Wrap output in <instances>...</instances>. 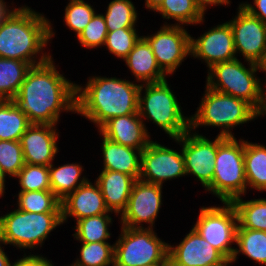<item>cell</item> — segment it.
<instances>
[{
  "label": "cell",
  "mask_w": 266,
  "mask_h": 266,
  "mask_svg": "<svg viewBox=\"0 0 266 266\" xmlns=\"http://www.w3.org/2000/svg\"><path fill=\"white\" fill-rule=\"evenodd\" d=\"M54 58L34 65L13 99L31 124L57 125L62 112L76 113V84L57 70Z\"/></svg>",
  "instance_id": "6da1fadb"
},
{
  "label": "cell",
  "mask_w": 266,
  "mask_h": 266,
  "mask_svg": "<svg viewBox=\"0 0 266 266\" xmlns=\"http://www.w3.org/2000/svg\"><path fill=\"white\" fill-rule=\"evenodd\" d=\"M14 7L0 21V57L16 59L32 66L48 61L45 52L53 40L55 29L47 17L29 6Z\"/></svg>",
  "instance_id": "7a4b0ae2"
},
{
  "label": "cell",
  "mask_w": 266,
  "mask_h": 266,
  "mask_svg": "<svg viewBox=\"0 0 266 266\" xmlns=\"http://www.w3.org/2000/svg\"><path fill=\"white\" fill-rule=\"evenodd\" d=\"M76 84V113L100 128L109 119L138 113L141 84L122 78L99 76Z\"/></svg>",
  "instance_id": "3957f363"
},
{
  "label": "cell",
  "mask_w": 266,
  "mask_h": 266,
  "mask_svg": "<svg viewBox=\"0 0 266 266\" xmlns=\"http://www.w3.org/2000/svg\"><path fill=\"white\" fill-rule=\"evenodd\" d=\"M246 63L248 68L235 58L213 65L207 70L205 86L245 100L261 115L265 107V82L257 72L263 73V66Z\"/></svg>",
  "instance_id": "277c9868"
},
{
  "label": "cell",
  "mask_w": 266,
  "mask_h": 266,
  "mask_svg": "<svg viewBox=\"0 0 266 266\" xmlns=\"http://www.w3.org/2000/svg\"><path fill=\"white\" fill-rule=\"evenodd\" d=\"M205 91L197 107L190 116V130L196 133L200 127H212L220 130L219 136L235 137L232 130L260 114L245 100L224 94L205 86Z\"/></svg>",
  "instance_id": "5b68a950"
},
{
  "label": "cell",
  "mask_w": 266,
  "mask_h": 266,
  "mask_svg": "<svg viewBox=\"0 0 266 266\" xmlns=\"http://www.w3.org/2000/svg\"><path fill=\"white\" fill-rule=\"evenodd\" d=\"M167 80L141 84L138 113L147 132L145 122L151 121L173 140L190 130V116H185L182 112L181 103Z\"/></svg>",
  "instance_id": "8992f818"
},
{
  "label": "cell",
  "mask_w": 266,
  "mask_h": 266,
  "mask_svg": "<svg viewBox=\"0 0 266 266\" xmlns=\"http://www.w3.org/2000/svg\"><path fill=\"white\" fill-rule=\"evenodd\" d=\"M61 225V212L35 213L14 208L0 216V242L20 249L26 256V249L42 247L49 234Z\"/></svg>",
  "instance_id": "52a82bcc"
},
{
  "label": "cell",
  "mask_w": 266,
  "mask_h": 266,
  "mask_svg": "<svg viewBox=\"0 0 266 266\" xmlns=\"http://www.w3.org/2000/svg\"><path fill=\"white\" fill-rule=\"evenodd\" d=\"M247 181L244 167V138L218 135L217 156L215 159L212 183L205 189L217 197L221 203L232 202L247 194Z\"/></svg>",
  "instance_id": "ba28073f"
},
{
  "label": "cell",
  "mask_w": 266,
  "mask_h": 266,
  "mask_svg": "<svg viewBox=\"0 0 266 266\" xmlns=\"http://www.w3.org/2000/svg\"><path fill=\"white\" fill-rule=\"evenodd\" d=\"M121 227L114 243V266H149L170 264L169 243L158 237L156 230Z\"/></svg>",
  "instance_id": "9c48e42d"
},
{
  "label": "cell",
  "mask_w": 266,
  "mask_h": 266,
  "mask_svg": "<svg viewBox=\"0 0 266 266\" xmlns=\"http://www.w3.org/2000/svg\"><path fill=\"white\" fill-rule=\"evenodd\" d=\"M192 227L225 258L232 259L236 244L238 215L231 202L201 207Z\"/></svg>",
  "instance_id": "30bf717a"
},
{
  "label": "cell",
  "mask_w": 266,
  "mask_h": 266,
  "mask_svg": "<svg viewBox=\"0 0 266 266\" xmlns=\"http://www.w3.org/2000/svg\"><path fill=\"white\" fill-rule=\"evenodd\" d=\"M152 48L159 67L170 77L191 56L190 37L183 25L164 21L155 33L142 35Z\"/></svg>",
  "instance_id": "8fae6325"
},
{
  "label": "cell",
  "mask_w": 266,
  "mask_h": 266,
  "mask_svg": "<svg viewBox=\"0 0 266 266\" xmlns=\"http://www.w3.org/2000/svg\"><path fill=\"white\" fill-rule=\"evenodd\" d=\"M180 145L184 157L186 175L196 177L202 187L206 189L213 180L215 159L218 148V135L211 138L188 130L173 142Z\"/></svg>",
  "instance_id": "7c38bea8"
},
{
  "label": "cell",
  "mask_w": 266,
  "mask_h": 266,
  "mask_svg": "<svg viewBox=\"0 0 266 266\" xmlns=\"http://www.w3.org/2000/svg\"><path fill=\"white\" fill-rule=\"evenodd\" d=\"M162 189V185L136 180L126 209L118 217L120 225L129 228L154 229L155 221L163 205Z\"/></svg>",
  "instance_id": "4fadbf2b"
},
{
  "label": "cell",
  "mask_w": 266,
  "mask_h": 266,
  "mask_svg": "<svg viewBox=\"0 0 266 266\" xmlns=\"http://www.w3.org/2000/svg\"><path fill=\"white\" fill-rule=\"evenodd\" d=\"M238 5L237 14L228 21L236 54L243 56L244 62L263 66L266 62V24Z\"/></svg>",
  "instance_id": "5bb4252c"
},
{
  "label": "cell",
  "mask_w": 266,
  "mask_h": 266,
  "mask_svg": "<svg viewBox=\"0 0 266 266\" xmlns=\"http://www.w3.org/2000/svg\"><path fill=\"white\" fill-rule=\"evenodd\" d=\"M186 175L182 151L151 141L141 154V181L162 185Z\"/></svg>",
  "instance_id": "9a60e30c"
},
{
  "label": "cell",
  "mask_w": 266,
  "mask_h": 266,
  "mask_svg": "<svg viewBox=\"0 0 266 266\" xmlns=\"http://www.w3.org/2000/svg\"><path fill=\"white\" fill-rule=\"evenodd\" d=\"M191 58L206 63L207 70L213 65L238 57L235 51L231 26L228 21L211 27L203 34L190 37Z\"/></svg>",
  "instance_id": "2e32d148"
},
{
  "label": "cell",
  "mask_w": 266,
  "mask_h": 266,
  "mask_svg": "<svg viewBox=\"0 0 266 266\" xmlns=\"http://www.w3.org/2000/svg\"><path fill=\"white\" fill-rule=\"evenodd\" d=\"M58 131L56 125L31 124L20 138L25 163L43 166L54 163L59 153Z\"/></svg>",
  "instance_id": "e0dca14e"
},
{
  "label": "cell",
  "mask_w": 266,
  "mask_h": 266,
  "mask_svg": "<svg viewBox=\"0 0 266 266\" xmlns=\"http://www.w3.org/2000/svg\"><path fill=\"white\" fill-rule=\"evenodd\" d=\"M168 259L170 266H212L225 257L192 227L179 244H169Z\"/></svg>",
  "instance_id": "ac0fdd59"
},
{
  "label": "cell",
  "mask_w": 266,
  "mask_h": 266,
  "mask_svg": "<svg viewBox=\"0 0 266 266\" xmlns=\"http://www.w3.org/2000/svg\"><path fill=\"white\" fill-rule=\"evenodd\" d=\"M61 213L63 224L71 217L76 222L90 216L113 214L105 204L99 185L91 179L61 200Z\"/></svg>",
  "instance_id": "d6986e66"
},
{
  "label": "cell",
  "mask_w": 266,
  "mask_h": 266,
  "mask_svg": "<svg viewBox=\"0 0 266 266\" xmlns=\"http://www.w3.org/2000/svg\"><path fill=\"white\" fill-rule=\"evenodd\" d=\"M97 130L111 141L141 151L152 141L139 113L113 117Z\"/></svg>",
  "instance_id": "ffe728a7"
},
{
  "label": "cell",
  "mask_w": 266,
  "mask_h": 266,
  "mask_svg": "<svg viewBox=\"0 0 266 266\" xmlns=\"http://www.w3.org/2000/svg\"><path fill=\"white\" fill-rule=\"evenodd\" d=\"M97 176L94 181L100 187L107 208L116 217L120 216L126 209L136 179L112 170H102Z\"/></svg>",
  "instance_id": "44dd1931"
},
{
  "label": "cell",
  "mask_w": 266,
  "mask_h": 266,
  "mask_svg": "<svg viewBox=\"0 0 266 266\" xmlns=\"http://www.w3.org/2000/svg\"><path fill=\"white\" fill-rule=\"evenodd\" d=\"M135 82L139 84L156 83L167 79V74L159 67L152 48L141 36L133 49L123 60Z\"/></svg>",
  "instance_id": "7402d4cb"
},
{
  "label": "cell",
  "mask_w": 266,
  "mask_h": 266,
  "mask_svg": "<svg viewBox=\"0 0 266 266\" xmlns=\"http://www.w3.org/2000/svg\"><path fill=\"white\" fill-rule=\"evenodd\" d=\"M102 138L101 154L103 166L101 170H112L133 176L136 180L140 177L142 151L129 146H124L114 141Z\"/></svg>",
  "instance_id": "603a6c76"
},
{
  "label": "cell",
  "mask_w": 266,
  "mask_h": 266,
  "mask_svg": "<svg viewBox=\"0 0 266 266\" xmlns=\"http://www.w3.org/2000/svg\"><path fill=\"white\" fill-rule=\"evenodd\" d=\"M81 163H65L58 166L49 165V178L51 191L63 200L68 194L85 184L89 179L85 175Z\"/></svg>",
  "instance_id": "cb8c5ba5"
},
{
  "label": "cell",
  "mask_w": 266,
  "mask_h": 266,
  "mask_svg": "<svg viewBox=\"0 0 266 266\" xmlns=\"http://www.w3.org/2000/svg\"><path fill=\"white\" fill-rule=\"evenodd\" d=\"M244 167L248 189L266 191V146L244 140Z\"/></svg>",
  "instance_id": "d4e9b609"
},
{
  "label": "cell",
  "mask_w": 266,
  "mask_h": 266,
  "mask_svg": "<svg viewBox=\"0 0 266 266\" xmlns=\"http://www.w3.org/2000/svg\"><path fill=\"white\" fill-rule=\"evenodd\" d=\"M155 13L163 20H174V25H201L205 22V11L194 0H164Z\"/></svg>",
  "instance_id": "484cf974"
},
{
  "label": "cell",
  "mask_w": 266,
  "mask_h": 266,
  "mask_svg": "<svg viewBox=\"0 0 266 266\" xmlns=\"http://www.w3.org/2000/svg\"><path fill=\"white\" fill-rule=\"evenodd\" d=\"M238 247V248H237ZM240 254L256 264L266 266V232L246 228H237L236 248L232 261L235 263Z\"/></svg>",
  "instance_id": "4316f807"
},
{
  "label": "cell",
  "mask_w": 266,
  "mask_h": 266,
  "mask_svg": "<svg viewBox=\"0 0 266 266\" xmlns=\"http://www.w3.org/2000/svg\"><path fill=\"white\" fill-rule=\"evenodd\" d=\"M31 125L13 100H0V140L20 141Z\"/></svg>",
  "instance_id": "83f0119b"
},
{
  "label": "cell",
  "mask_w": 266,
  "mask_h": 266,
  "mask_svg": "<svg viewBox=\"0 0 266 266\" xmlns=\"http://www.w3.org/2000/svg\"><path fill=\"white\" fill-rule=\"evenodd\" d=\"M30 63L0 57V100H13L30 70Z\"/></svg>",
  "instance_id": "f1b7e54d"
},
{
  "label": "cell",
  "mask_w": 266,
  "mask_h": 266,
  "mask_svg": "<svg viewBox=\"0 0 266 266\" xmlns=\"http://www.w3.org/2000/svg\"><path fill=\"white\" fill-rule=\"evenodd\" d=\"M113 221L111 214L90 216L77 220L74 226L75 233L72 236L78 242H108L112 234L109 228Z\"/></svg>",
  "instance_id": "f546056e"
},
{
  "label": "cell",
  "mask_w": 266,
  "mask_h": 266,
  "mask_svg": "<svg viewBox=\"0 0 266 266\" xmlns=\"http://www.w3.org/2000/svg\"><path fill=\"white\" fill-rule=\"evenodd\" d=\"M238 215V227L266 232V198L243 200L242 196L231 202Z\"/></svg>",
  "instance_id": "4dcf8cb0"
},
{
  "label": "cell",
  "mask_w": 266,
  "mask_h": 266,
  "mask_svg": "<svg viewBox=\"0 0 266 266\" xmlns=\"http://www.w3.org/2000/svg\"><path fill=\"white\" fill-rule=\"evenodd\" d=\"M15 206L35 213L61 212V200L51 190L18 191Z\"/></svg>",
  "instance_id": "1f68e13d"
},
{
  "label": "cell",
  "mask_w": 266,
  "mask_h": 266,
  "mask_svg": "<svg viewBox=\"0 0 266 266\" xmlns=\"http://www.w3.org/2000/svg\"><path fill=\"white\" fill-rule=\"evenodd\" d=\"M131 0H112L103 15L108 32L120 28H136L138 22V10Z\"/></svg>",
  "instance_id": "d6a6232c"
},
{
  "label": "cell",
  "mask_w": 266,
  "mask_h": 266,
  "mask_svg": "<svg viewBox=\"0 0 266 266\" xmlns=\"http://www.w3.org/2000/svg\"><path fill=\"white\" fill-rule=\"evenodd\" d=\"M79 258L68 266H114V244L109 242H79Z\"/></svg>",
  "instance_id": "836d02e7"
},
{
  "label": "cell",
  "mask_w": 266,
  "mask_h": 266,
  "mask_svg": "<svg viewBox=\"0 0 266 266\" xmlns=\"http://www.w3.org/2000/svg\"><path fill=\"white\" fill-rule=\"evenodd\" d=\"M68 4L64 9V20L65 25L75 32L76 38L89 24L92 17L97 12L95 8L84 0H68Z\"/></svg>",
  "instance_id": "e575fe53"
},
{
  "label": "cell",
  "mask_w": 266,
  "mask_h": 266,
  "mask_svg": "<svg viewBox=\"0 0 266 266\" xmlns=\"http://www.w3.org/2000/svg\"><path fill=\"white\" fill-rule=\"evenodd\" d=\"M137 28H120L108 32L106 35L105 47L114 57L124 60L133 49L135 43L140 39Z\"/></svg>",
  "instance_id": "d590c367"
},
{
  "label": "cell",
  "mask_w": 266,
  "mask_h": 266,
  "mask_svg": "<svg viewBox=\"0 0 266 266\" xmlns=\"http://www.w3.org/2000/svg\"><path fill=\"white\" fill-rule=\"evenodd\" d=\"M16 178L20 185L19 191L51 190L49 166L25 163Z\"/></svg>",
  "instance_id": "8d00e7d4"
},
{
  "label": "cell",
  "mask_w": 266,
  "mask_h": 266,
  "mask_svg": "<svg viewBox=\"0 0 266 266\" xmlns=\"http://www.w3.org/2000/svg\"><path fill=\"white\" fill-rule=\"evenodd\" d=\"M24 165L20 141L0 140V166L6 177L15 178Z\"/></svg>",
  "instance_id": "74e56055"
},
{
  "label": "cell",
  "mask_w": 266,
  "mask_h": 266,
  "mask_svg": "<svg viewBox=\"0 0 266 266\" xmlns=\"http://www.w3.org/2000/svg\"><path fill=\"white\" fill-rule=\"evenodd\" d=\"M107 34L105 19L96 12L77 39L81 47L93 50L104 46Z\"/></svg>",
  "instance_id": "f35d334b"
},
{
  "label": "cell",
  "mask_w": 266,
  "mask_h": 266,
  "mask_svg": "<svg viewBox=\"0 0 266 266\" xmlns=\"http://www.w3.org/2000/svg\"><path fill=\"white\" fill-rule=\"evenodd\" d=\"M27 254L28 255L23 256L22 258L20 257V259L18 257L12 266H56L52 260L48 259L46 256L44 257L41 254L38 255V253L34 255L31 254V252Z\"/></svg>",
  "instance_id": "ab89813d"
},
{
  "label": "cell",
  "mask_w": 266,
  "mask_h": 266,
  "mask_svg": "<svg viewBox=\"0 0 266 266\" xmlns=\"http://www.w3.org/2000/svg\"><path fill=\"white\" fill-rule=\"evenodd\" d=\"M251 2H240L241 6L246 9L252 16L259 18L266 24V0H253Z\"/></svg>",
  "instance_id": "60d3db41"
},
{
  "label": "cell",
  "mask_w": 266,
  "mask_h": 266,
  "mask_svg": "<svg viewBox=\"0 0 266 266\" xmlns=\"http://www.w3.org/2000/svg\"><path fill=\"white\" fill-rule=\"evenodd\" d=\"M205 12L210 7L214 6H230V0H194Z\"/></svg>",
  "instance_id": "b9f144b4"
},
{
  "label": "cell",
  "mask_w": 266,
  "mask_h": 266,
  "mask_svg": "<svg viewBox=\"0 0 266 266\" xmlns=\"http://www.w3.org/2000/svg\"><path fill=\"white\" fill-rule=\"evenodd\" d=\"M5 245L0 242V266H12L13 262L10 261L7 256V252L4 251Z\"/></svg>",
  "instance_id": "7bdbcfd3"
},
{
  "label": "cell",
  "mask_w": 266,
  "mask_h": 266,
  "mask_svg": "<svg viewBox=\"0 0 266 266\" xmlns=\"http://www.w3.org/2000/svg\"><path fill=\"white\" fill-rule=\"evenodd\" d=\"M7 4L8 2L6 3L5 0H0V20H2L14 8L13 2L11 3L12 7Z\"/></svg>",
  "instance_id": "ee69618b"
},
{
  "label": "cell",
  "mask_w": 266,
  "mask_h": 266,
  "mask_svg": "<svg viewBox=\"0 0 266 266\" xmlns=\"http://www.w3.org/2000/svg\"><path fill=\"white\" fill-rule=\"evenodd\" d=\"M164 0H145V7L149 11L155 12Z\"/></svg>",
  "instance_id": "f6af8a7d"
},
{
  "label": "cell",
  "mask_w": 266,
  "mask_h": 266,
  "mask_svg": "<svg viewBox=\"0 0 266 266\" xmlns=\"http://www.w3.org/2000/svg\"><path fill=\"white\" fill-rule=\"evenodd\" d=\"M6 175L3 173L2 169H1V166H0V197L4 198V195H5V185H6Z\"/></svg>",
  "instance_id": "bcb514c9"
},
{
  "label": "cell",
  "mask_w": 266,
  "mask_h": 266,
  "mask_svg": "<svg viewBox=\"0 0 266 266\" xmlns=\"http://www.w3.org/2000/svg\"><path fill=\"white\" fill-rule=\"evenodd\" d=\"M232 263H234L232 261V259H227L225 258L222 262L218 263V264H215V265H212V266H231Z\"/></svg>",
  "instance_id": "7dc6e473"
},
{
  "label": "cell",
  "mask_w": 266,
  "mask_h": 266,
  "mask_svg": "<svg viewBox=\"0 0 266 266\" xmlns=\"http://www.w3.org/2000/svg\"><path fill=\"white\" fill-rule=\"evenodd\" d=\"M263 73H265V76H266V62H265V64L263 65ZM264 81H266V77H265Z\"/></svg>",
  "instance_id": "c3c4849f"
},
{
  "label": "cell",
  "mask_w": 266,
  "mask_h": 266,
  "mask_svg": "<svg viewBox=\"0 0 266 266\" xmlns=\"http://www.w3.org/2000/svg\"><path fill=\"white\" fill-rule=\"evenodd\" d=\"M149 266H170V264H155V265H149Z\"/></svg>",
  "instance_id": "681fc988"
},
{
  "label": "cell",
  "mask_w": 266,
  "mask_h": 266,
  "mask_svg": "<svg viewBox=\"0 0 266 266\" xmlns=\"http://www.w3.org/2000/svg\"><path fill=\"white\" fill-rule=\"evenodd\" d=\"M262 116H263V117L266 116V107H264V110H263L262 114L260 115V118H261Z\"/></svg>",
  "instance_id": "f907efd6"
},
{
  "label": "cell",
  "mask_w": 266,
  "mask_h": 266,
  "mask_svg": "<svg viewBox=\"0 0 266 266\" xmlns=\"http://www.w3.org/2000/svg\"><path fill=\"white\" fill-rule=\"evenodd\" d=\"M264 82H266V81H264ZM265 84V107H266V83H264Z\"/></svg>",
  "instance_id": "816d5d0a"
}]
</instances>
